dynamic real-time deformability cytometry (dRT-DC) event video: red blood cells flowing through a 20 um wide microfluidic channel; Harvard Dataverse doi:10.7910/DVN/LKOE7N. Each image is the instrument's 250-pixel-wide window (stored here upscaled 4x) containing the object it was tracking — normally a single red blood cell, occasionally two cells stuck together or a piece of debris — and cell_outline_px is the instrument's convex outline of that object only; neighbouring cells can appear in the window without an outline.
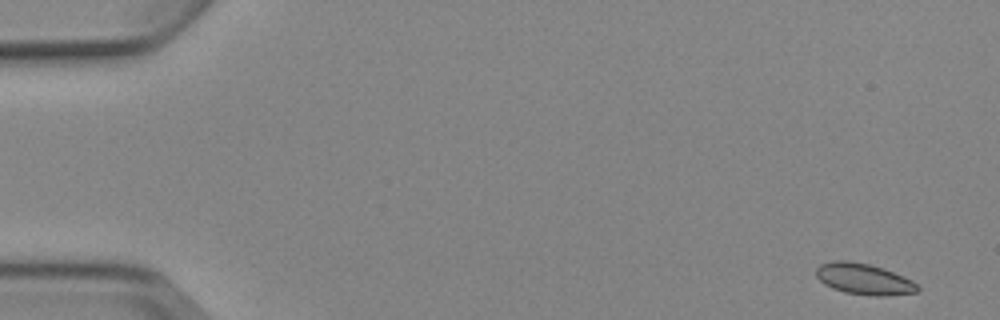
{"species": "Egyptian fruit bat (a non-hibernating species)", "species_latin": "Rousettus aegyptiacus", "temperature_condition": "cold", "stored_images_in_passage": 4, "camera_frame_rate_fps": 3000, "um_per_image_px": 0.085, "animal": {"sex": "female"}, "frame": {"image": 1, "passage_image": 1, "time_ms": 0.0, "image_size_px": [1000, 320], "cell_outline_px": [[920, 288], [916, 292], [884, 296], [872, 296], [844, 292], [832, 288], [824, 284], [816, 276], [816, 268], [820, 264], [832, 260], [848, 260], [868, 264], [884, 268], [912, 280]], "centroid_in_image_um": [73.4, 23.71], "position_along_channel_um": 11.6, "area_um2": 18.44}}
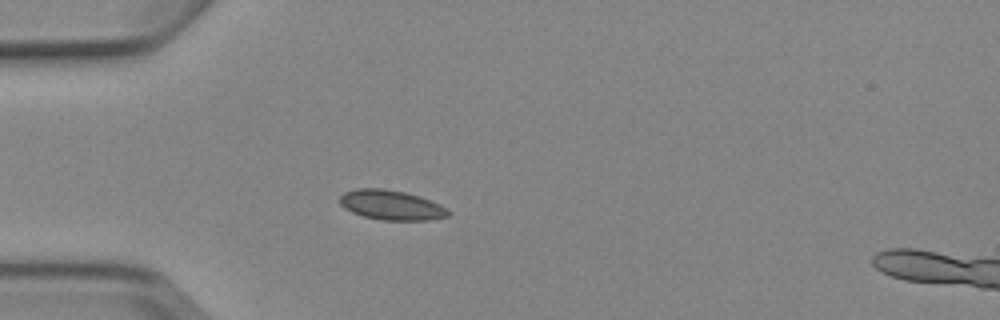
{"frame": {"image": 2, "passage_image": 4, "time_ms": 4.333, "image_size_px": [1000, 320], "cell_outline_px": [[452, 212], [448, 216], [432, 220], [380, 220], [364, 216], [352, 212], [344, 208], [340, 204], [340, 196], [344, 192], [356, 188], [384, 188], [404, 192], [420, 196], [440, 204], [448, 208]], "centroid_in_image_um": [33.29, 17.43], "position_along_channel_um": 51.7, "area_um2": 19.02}}